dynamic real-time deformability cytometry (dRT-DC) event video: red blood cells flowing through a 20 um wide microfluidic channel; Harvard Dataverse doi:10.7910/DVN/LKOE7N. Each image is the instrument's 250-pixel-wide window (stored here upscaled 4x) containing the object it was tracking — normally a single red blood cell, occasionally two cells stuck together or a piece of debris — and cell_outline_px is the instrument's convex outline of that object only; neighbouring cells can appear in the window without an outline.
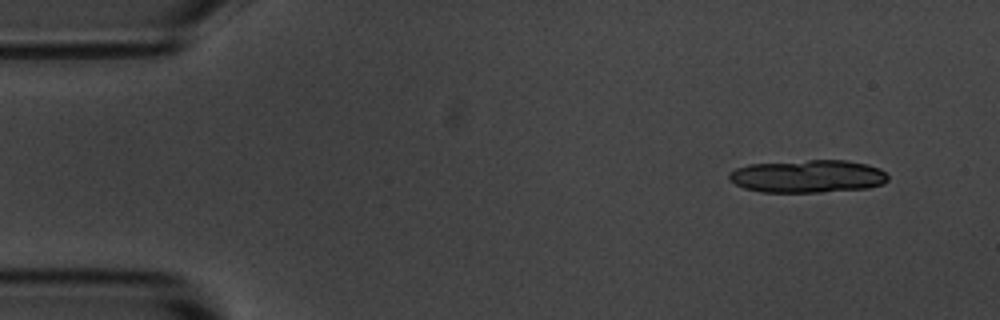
{"species": "common noctule bat (a hibernating species)", "species_latin": "Nyctalus noctula", "temperature_condition": "room temperature", "stored_images_in_passage": 14, "segment_of_instrument_passage": [1, 2], "camera_frame_rate_fps": 3000, "um_per_image_px": 0.085, "animal": {"sex": "male", "body_mass_g": 20.1, "forearm_length_mm": 53.5}, "frame": {"image": 1, "passage_image": 1, "time_ms": 0.0, "image_size_px": [1000, 320], "cell_outline_px": [[888, 180], [884, 184], [868, 188], [820, 192], [760, 192], [744, 188], [728, 180], [728, 172], [736, 168], [748, 164], [808, 160], [844, 160], [868, 164], [880, 168], [888, 176]], "centroid_in_image_um": [68.65, 14.98], "position_along_channel_um": 16.4, "area_um2": 30.63}}